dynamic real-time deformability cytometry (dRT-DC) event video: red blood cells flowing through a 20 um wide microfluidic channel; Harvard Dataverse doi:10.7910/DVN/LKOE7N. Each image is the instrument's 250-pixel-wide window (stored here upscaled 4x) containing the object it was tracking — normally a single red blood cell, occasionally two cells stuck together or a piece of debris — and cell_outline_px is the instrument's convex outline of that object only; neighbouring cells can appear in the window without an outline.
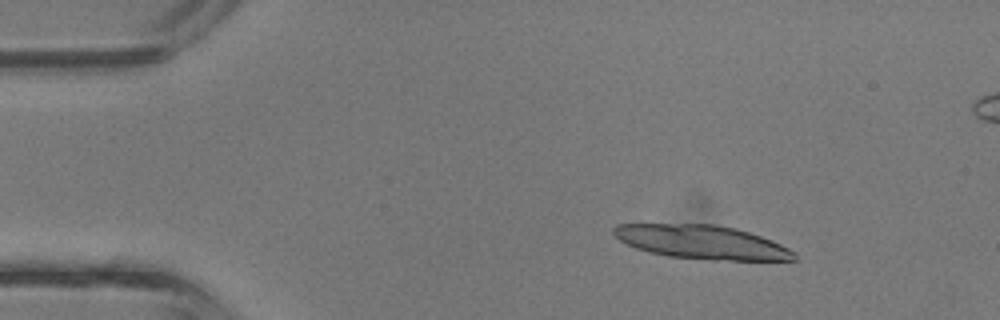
{"species": "common noctule bat (a hibernating species)", "species_latin": "Nyctalus noctula", "temperature_condition": "room temperature", "stored_images_in_passage": 14, "camera_frame_rate_fps": 3000, "um_per_image_px": 0.085, "animal": {"sex": "male", "body_mass_g": 13.3}, "frame": {"image": 1, "passage_image": 5, "time_ms": 1.333, "image_size_px": [1000, 320], "cell_outline_px": [[796, 260], [712, 260], [668, 256], [648, 252], [636, 248], [620, 240], [612, 232], [612, 228], [616, 224], [716, 224], [736, 228], [772, 240], [796, 252]], "centroid_in_image_um": [59.65, 20.58], "position_along_channel_um": 25.3, "area_um2": 35.49}}